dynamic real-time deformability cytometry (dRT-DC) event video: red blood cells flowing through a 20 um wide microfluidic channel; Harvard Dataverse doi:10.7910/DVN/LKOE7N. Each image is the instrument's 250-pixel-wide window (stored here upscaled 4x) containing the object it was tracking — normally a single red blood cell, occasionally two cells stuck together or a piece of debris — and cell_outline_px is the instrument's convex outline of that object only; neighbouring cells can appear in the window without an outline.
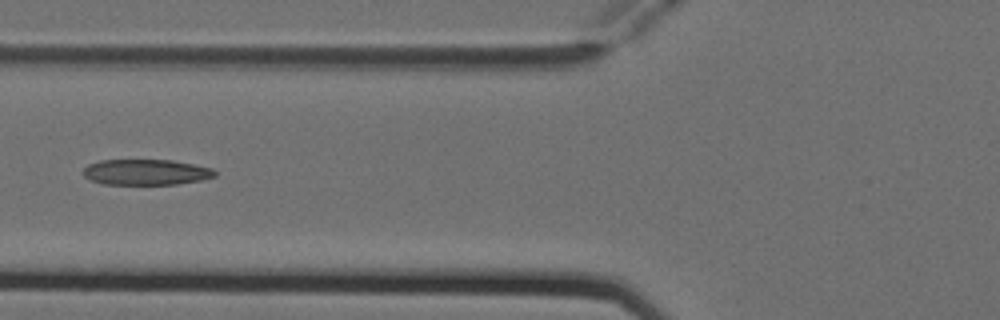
{"species": "Egyptian fruit bat (a non-hibernating species)", "species_latin": "Rousettus aegyptiacus", "temperature_condition": "cold", "stored_images_in_passage": 7, "camera_frame_rate_fps": 3000, "um_per_image_px": 0.085, "animal": {"sex": "female"}, "frame": {"image": 1, "passage_image": 6, "time_ms": 1.667, "image_size_px": [1000, 320], "cell_outline_px": [[216, 176], [200, 180], [176, 184], [104, 184], [92, 180], [84, 176], [80, 172], [88, 164], [100, 160], [172, 160], [212, 168], [216, 172]], "centroid_in_image_um": [12.38, 14.63], "position_along_channel_um": 113.4, "area_um2": 19.65}}
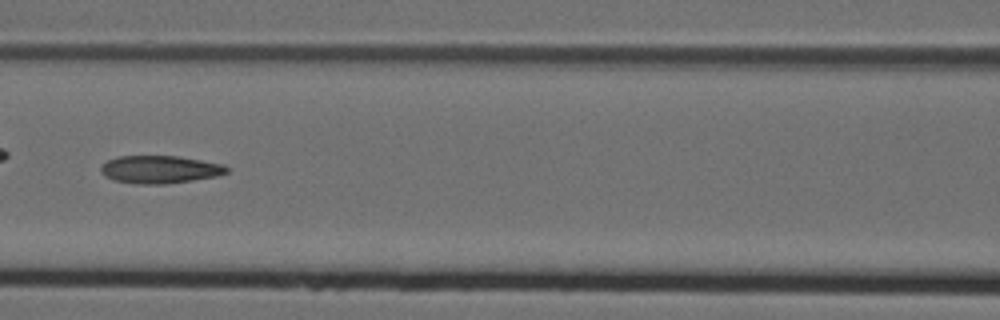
{"frame": {"image": 2, "passage_image": 7, "time_ms": 2.0, "image_size_px": [1000, 320], "cell_outline_px": [[228, 172], [216, 176], [192, 180], [164, 184], [136, 184], [112, 180], [104, 176], [100, 168], [108, 160], [116, 156], [176, 156], [224, 164], [228, 168]], "centroid_in_image_um": [13.56, 14.4], "position_along_channel_um": 153.0, "area_um2": 20.29}}